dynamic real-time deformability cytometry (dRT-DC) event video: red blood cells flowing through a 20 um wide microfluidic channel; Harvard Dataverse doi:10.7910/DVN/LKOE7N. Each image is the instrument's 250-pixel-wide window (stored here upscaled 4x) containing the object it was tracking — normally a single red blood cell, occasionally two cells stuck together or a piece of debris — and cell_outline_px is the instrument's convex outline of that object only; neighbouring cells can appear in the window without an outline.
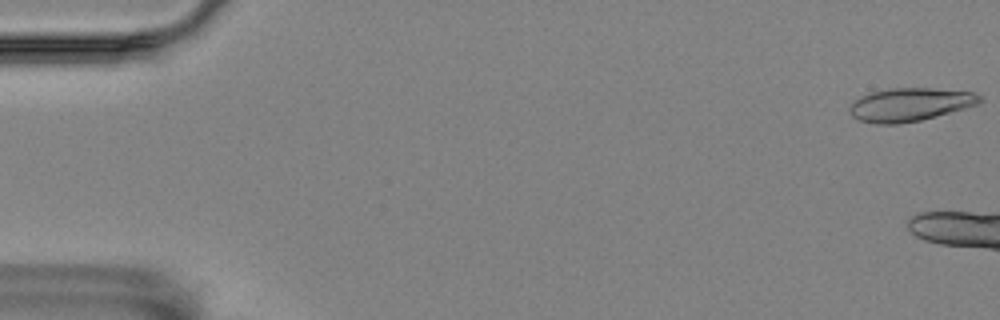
{"species": "Egyptian fruit bat (a non-hibernating species)", "species_latin": "Rousettus aegyptiacus", "temperature_condition": "room temperature", "stored_images_in_passage": 6, "camera_frame_rate_fps": 3000, "um_per_image_px": 0.085, "animal": {"sex": "female"}, "frame": {"image": 1, "passage_image": 1, "time_ms": 0.0, "image_size_px": [1000, 320], "cell_outline_px": [[984, 100], [980, 104], [920, 120], [896, 124], [876, 124], [860, 120], [852, 116], [848, 112], [848, 108], [860, 96], [872, 92], [888, 88], [932, 88], [972, 92], [980, 96]], "centroid_in_image_um": [77.34, 8.88], "position_along_channel_um": 7.7, "area_um2": 25.14}}